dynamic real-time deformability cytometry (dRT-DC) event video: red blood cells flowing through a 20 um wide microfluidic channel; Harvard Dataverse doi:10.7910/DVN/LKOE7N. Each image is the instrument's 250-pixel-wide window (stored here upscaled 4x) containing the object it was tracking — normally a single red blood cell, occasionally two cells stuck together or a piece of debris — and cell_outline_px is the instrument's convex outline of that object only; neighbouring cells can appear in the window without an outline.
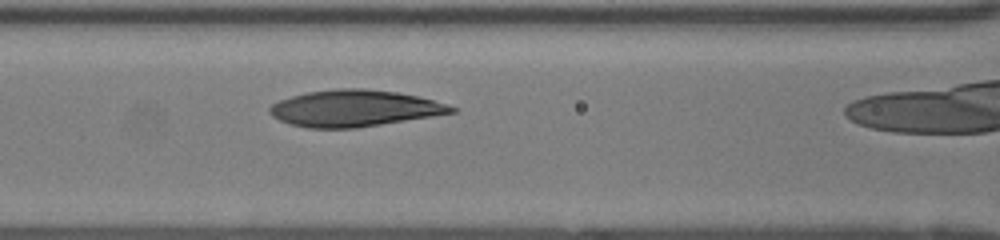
{"species": "human", "species_latin": "Homo sapiens", "temperature_condition": "room temperature", "stored_images_in_passage": 30, "camera_frame_rate_fps": 3000, "um_per_image_px": 0.085, "donor": {"sex": "female"}, "frame": {"image": 1, "passage_image": 8, "time_ms": 2.333, "image_size_px": [1000, 240], "cell_outline_px": [[456, 112], [432, 116], [356, 128], [308, 128], [292, 124], [280, 120], [272, 116], [268, 112], [268, 108], [272, 104], [280, 100], [292, 96], [308, 92], [336, 88], [364, 88], [396, 92], [416, 96], [448, 104], [456, 108]], "centroid_in_image_um": [30.1, 9.2], "position_along_channel_um": 136.5, "area_um2": 38.44}}
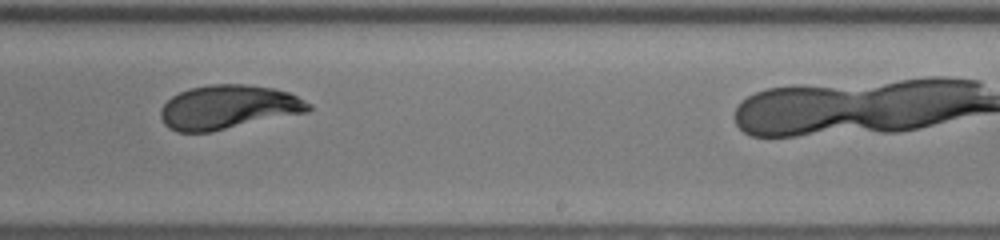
{"frame": {"image": 2, "passage_image": 18, "time_ms": 5.667, "image_size_px": [1000, 240], "cell_outline_px": [[312, 108], [308, 112], [212, 132], [176, 132], [168, 128], [164, 124], [160, 116], [160, 108], [172, 96], [188, 88], [212, 84], [248, 84], [272, 88], [288, 92], [312, 104]], "centroid_in_image_um": [19.39, 9.11], "position_along_channel_um": 269.6, "area_um2": 38.21}}
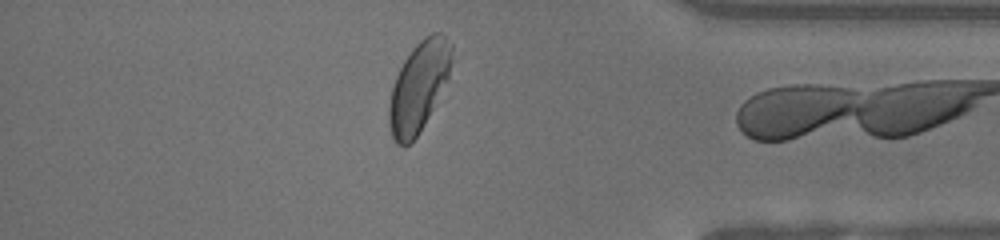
{"frame": {"image": 3, "passage_image": 29, "time_ms": 9.333, "image_size_px": [1000, 240], "cell_outline_px": [[456, 60], [448, 80], [416, 136], [404, 148], [396, 144], [392, 136], [388, 124], [388, 104], [392, 88], [396, 76], [404, 60], [412, 48], [424, 36], [432, 32], [440, 32], [452, 44]], "centroid_in_image_um": [35.63, 7.31], "position_along_channel_um": 399.6, "area_um2": 33.12}, "authors_computed_cell_mechanics": {"area_um2": 38.1191, "velocity_mm_per_s": 4.0047, "shape_relaxation_time_tau1_ms": 4.0709, "shape_relaxation_time_tau2_ms": 1.25, "deformation_change_tau1": 0.2131, "deformation_change_tau2": 0.0679}}